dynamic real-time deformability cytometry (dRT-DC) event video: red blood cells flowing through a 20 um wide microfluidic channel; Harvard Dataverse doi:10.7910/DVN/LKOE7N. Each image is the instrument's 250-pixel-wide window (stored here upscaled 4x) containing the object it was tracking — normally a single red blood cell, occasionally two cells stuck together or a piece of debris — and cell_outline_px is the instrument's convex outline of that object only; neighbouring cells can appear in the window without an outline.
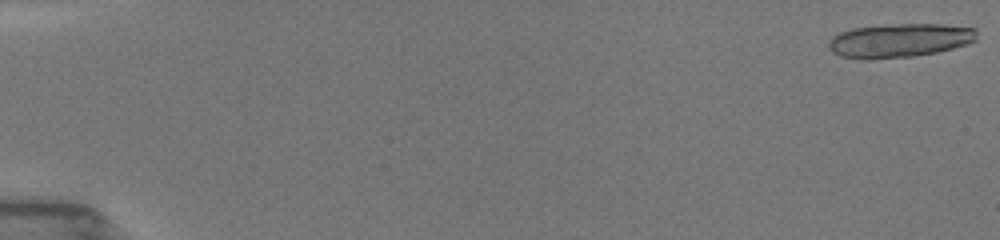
{"species": "common noctule bat (a hibernating species)", "species_latin": "Nyctalus noctula", "temperature_condition": "room temperature", "stored_images_in_passage": 35, "camera_frame_rate_fps": 3000, "um_per_image_px": 0.085, "animal": {"sex": "female", "body_mass_g": 19.5, "forearm_length_mm": 54.1}, "frame": {"image": 1, "passage_image": 1, "time_ms": 0.0, "image_size_px": [1000, 240], "cell_outline_px": [[976, 40], [968, 44], [936, 52], [912, 56], [872, 60], [864, 60], [840, 56], [832, 52], [828, 48], [828, 40], [832, 36], [840, 32], [852, 28], [884, 24], [944, 24], [976, 28]], "centroid_in_image_um": [76.41, 3.44], "position_along_channel_um": 8.6, "area_um2": 29.65}}